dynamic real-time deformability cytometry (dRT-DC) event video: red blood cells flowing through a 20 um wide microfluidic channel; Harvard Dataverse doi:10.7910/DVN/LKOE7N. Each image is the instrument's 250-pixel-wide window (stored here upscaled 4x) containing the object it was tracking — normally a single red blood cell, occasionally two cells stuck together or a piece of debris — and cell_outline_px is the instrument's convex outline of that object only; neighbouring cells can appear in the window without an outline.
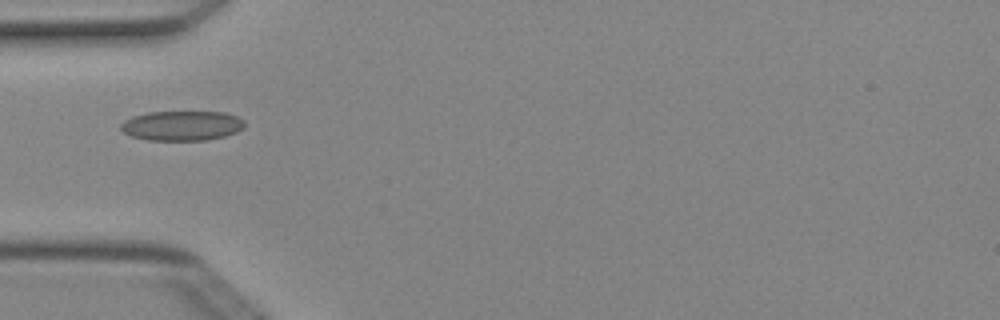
{"species": "Egyptian fruit bat (a non-hibernating species)", "species_latin": "Rousettus aegyptiacus", "temperature_condition": "cold", "stored_images_in_passage": 5, "camera_frame_rate_fps": 3000, "um_per_image_px": 0.085, "animal": {"sex": "female"}, "frame": {"image": 1, "passage_image": 4, "time_ms": 1.0, "image_size_px": [1000, 320], "cell_outline_px": [[244, 128], [236, 132], [224, 136], [208, 140], [148, 140], [132, 136], [124, 132], [120, 128], [120, 124], [124, 120], [132, 116], [148, 112], [224, 112], [236, 116], [244, 120]], "centroid_in_image_um": [15.46, 10.68], "position_along_channel_um": 69.5, "area_um2": 21.5}}
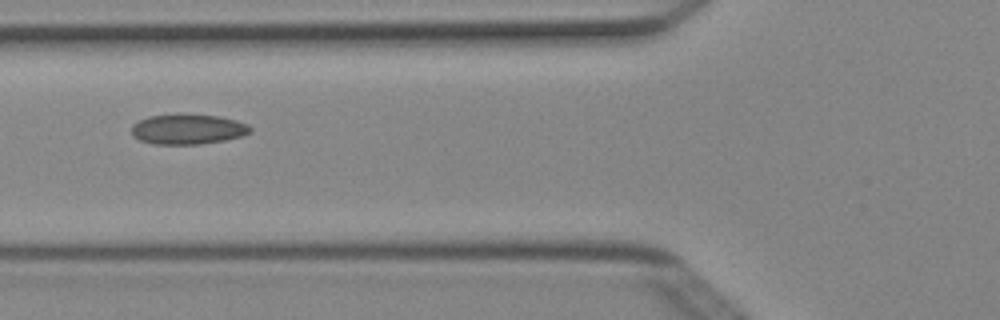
{"frame": {"image": 2, "passage_image": 5, "time_ms": 1.333, "image_size_px": [1000, 320], "cell_outline_px": [[252, 132], [240, 136], [224, 140], [200, 144], [152, 144], [140, 140], [132, 136], [132, 124], [148, 116], [180, 112], [220, 116], [236, 120], [248, 124], [252, 128]], "centroid_in_image_um": [15.95, 10.95], "position_along_channel_um": 109.8, "area_um2": 21.39}}